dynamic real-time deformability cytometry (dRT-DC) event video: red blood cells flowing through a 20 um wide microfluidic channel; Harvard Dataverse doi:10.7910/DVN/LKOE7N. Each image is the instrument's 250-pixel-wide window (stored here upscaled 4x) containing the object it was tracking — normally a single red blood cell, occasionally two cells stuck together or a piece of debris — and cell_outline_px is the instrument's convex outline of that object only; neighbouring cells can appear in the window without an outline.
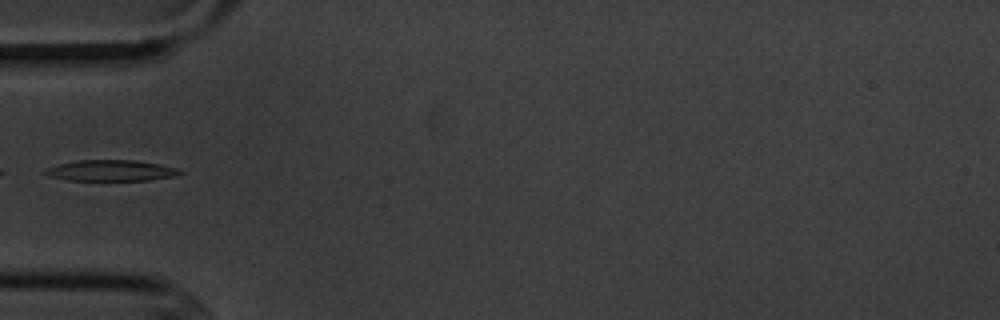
{"species": "common noctule bat (a hibernating species)", "species_latin": "Nyctalus noctula", "temperature_condition": "cold", "stored_images_in_passage": 4, "camera_frame_rate_fps": 3000, "um_per_image_px": 0.085, "animal": {"sex": "male", "body_mass_g": 20.1, "forearm_length_mm": 53.5}, "frame": {"image": 1, "passage_image": 4, "time_ms": 4.333, "image_size_px": [1000, 320], "cell_outline_px": [[184, 172], [176, 176], [148, 180], [68, 180], [48, 176], [40, 172], [56, 164], [76, 160], [136, 160], [176, 168]], "centroid_in_image_um": [9.37, 14.49], "position_along_channel_um": 75.6, "area_um2": 16.47}}